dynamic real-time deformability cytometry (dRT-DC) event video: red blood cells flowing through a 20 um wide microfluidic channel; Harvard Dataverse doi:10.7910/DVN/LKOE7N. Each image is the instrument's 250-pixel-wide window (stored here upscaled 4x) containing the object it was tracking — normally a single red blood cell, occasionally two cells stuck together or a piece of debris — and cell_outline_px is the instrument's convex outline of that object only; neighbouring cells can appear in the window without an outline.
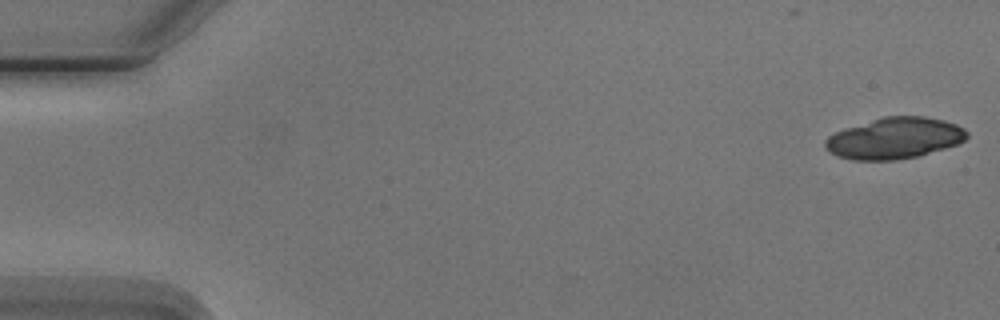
{"species": "Egyptian fruit bat (a non-hibernating species)", "species_latin": "Rousettus aegyptiacus", "temperature_condition": "cold", "stored_images_in_passage": 6, "camera_frame_rate_fps": 3000, "um_per_image_px": 0.085, "animal": {"sex": "male"}, "frame": {"image": 1, "passage_image": 1, "time_ms": 0.0, "image_size_px": [1000, 320], "cell_outline_px": [[968, 136], [964, 140], [956, 144], [944, 148], [916, 156], [892, 160], [852, 160], [836, 156], [828, 152], [824, 148], [824, 140], [828, 136], [844, 128], [884, 116], [924, 116], [944, 120], [956, 124], [964, 128], [968, 132]], "centroid_in_image_um": [75.99, 11.74], "position_along_channel_um": 9.0, "area_um2": 34.04}}